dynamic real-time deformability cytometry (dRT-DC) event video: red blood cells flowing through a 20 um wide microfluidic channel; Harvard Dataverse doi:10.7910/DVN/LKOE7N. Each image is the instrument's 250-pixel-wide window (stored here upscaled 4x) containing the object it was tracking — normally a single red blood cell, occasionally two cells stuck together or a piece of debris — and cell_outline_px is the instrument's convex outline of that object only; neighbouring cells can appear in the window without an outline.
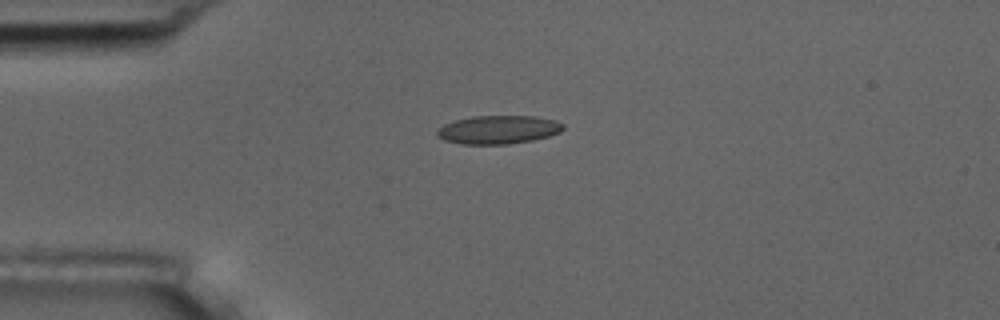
{"species": "common noctule bat (a hibernating species)", "species_latin": "Nyctalus noctula", "temperature_condition": "room temperature", "stored_images_in_passage": 7, "camera_frame_rate_fps": 3000, "um_per_image_px": 0.085, "animal": {"sex": "male", "body_mass_g": 17.5, "forearm_length_mm": 52.3}, "frame": {"image": 1, "passage_image": 1, "time_ms": 0.0, "image_size_px": [1000, 320], "cell_outline_px": [[564, 128], [560, 132], [548, 136], [532, 140], [508, 144], [460, 144], [444, 140], [436, 136], [436, 132], [444, 124], [456, 120], [472, 116], [536, 116], [556, 120], [564, 124]], "centroid_in_image_um": [42.36, 11.02], "position_along_channel_um": 42.6, "area_um2": 20.92}}
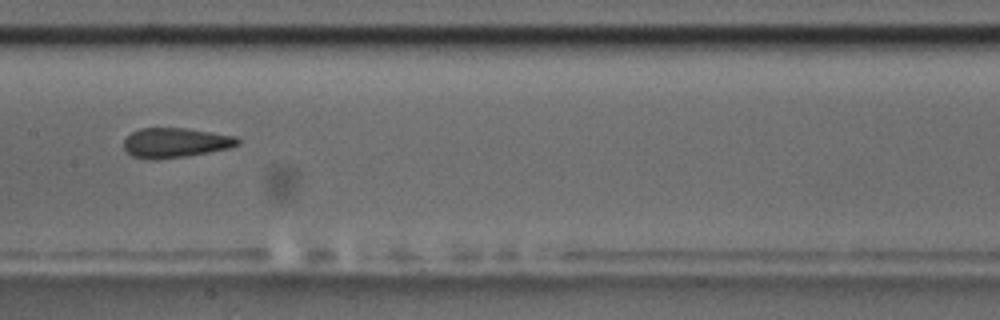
{"frame": {"image": 2, "passage_image": 5, "time_ms": 4.667, "image_size_px": [1000, 320], "cell_outline_px": [[240, 144], [228, 148], [184, 156], [156, 160], [148, 160], [132, 156], [124, 148], [124, 140], [132, 132], [140, 128], [184, 128], [236, 136], [240, 140]], "centroid_in_image_um": [14.88, 12.13], "position_along_channel_um": 192.5, "area_um2": 19.59}}
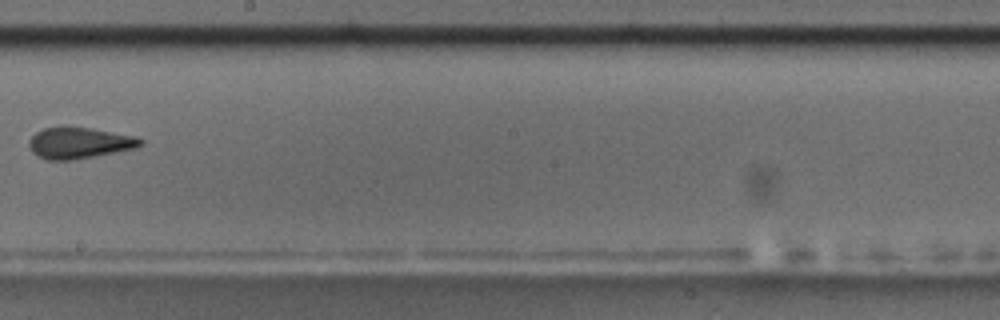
{"frame": {"image": 3, "passage_image": 6, "time_ms": 6.0, "image_size_px": [1000, 320], "cell_outline_px": [[144, 144], [136, 148], [96, 156], [72, 160], [44, 160], [36, 156], [32, 152], [28, 144], [28, 140], [36, 132], [44, 128], [60, 124], [64, 124], [92, 128], [136, 136], [144, 140]], "centroid_in_image_um": [6.71, 12.12], "position_along_channel_um": 241.5, "area_um2": 21.04}}